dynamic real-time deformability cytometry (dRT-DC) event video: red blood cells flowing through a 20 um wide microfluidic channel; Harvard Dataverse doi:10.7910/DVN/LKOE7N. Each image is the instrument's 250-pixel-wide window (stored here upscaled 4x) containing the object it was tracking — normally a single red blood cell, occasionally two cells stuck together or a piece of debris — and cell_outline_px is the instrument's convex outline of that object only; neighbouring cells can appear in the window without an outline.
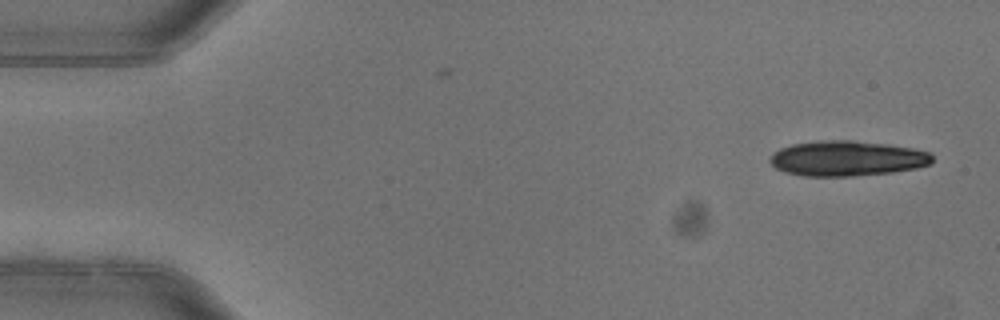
{"species": "common noctule bat (a hibernating species)", "species_latin": "Nyctalus noctula", "temperature_condition": "warm", "stored_images_in_passage": 2, "camera_frame_rate_fps": 3000, "um_per_image_px": 0.085, "animal": {"sex": "female"}, "frame": {"image": 1, "passage_image": 2, "time_ms": 0.333, "image_size_px": [1000, 320], "cell_outline_px": [[932, 164], [916, 168], [892, 172], [852, 176], [804, 176], [784, 172], [776, 168], [768, 160], [772, 152], [780, 148], [792, 144], [820, 140], [852, 140], [888, 144], [912, 148], [932, 152]], "centroid_in_image_um": [71.99, 13.46], "position_along_channel_um": 13.0, "area_um2": 33.58}}